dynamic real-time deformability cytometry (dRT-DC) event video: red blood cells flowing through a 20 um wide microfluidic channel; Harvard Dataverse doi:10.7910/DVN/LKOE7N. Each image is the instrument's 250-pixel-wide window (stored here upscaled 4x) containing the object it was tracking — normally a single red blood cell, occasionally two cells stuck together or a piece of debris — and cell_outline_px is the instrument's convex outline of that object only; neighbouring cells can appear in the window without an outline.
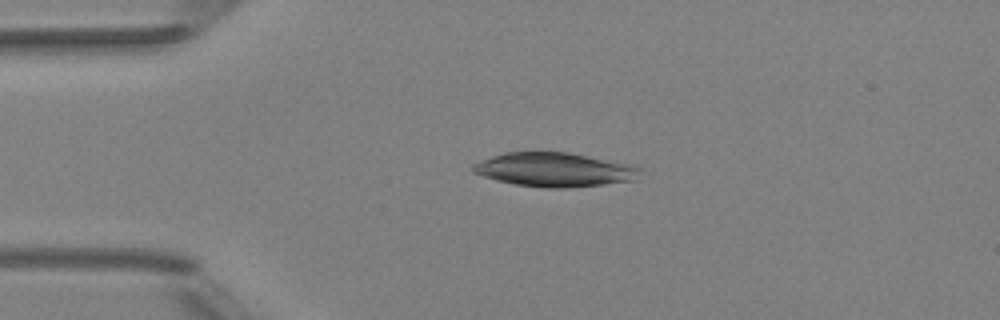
{"species": "Egyptian fruit bat (a non-hibernating species)", "species_latin": "Rousettus aegyptiacus", "temperature_condition": "room temperature", "stored_images_in_passage": 4, "camera_frame_rate_fps": 3000, "um_per_image_px": 0.085, "animal": {"sex": "female"}, "frame": {"image": 1, "passage_image": 3, "time_ms": 2.667, "image_size_px": [1000, 320], "cell_outline_px": [[640, 180], [568, 188], [544, 188], [516, 184], [496, 180], [472, 172], [472, 164], [492, 156], [504, 152], [568, 152], [632, 164], [640, 168]], "centroid_in_image_um": [47.17, 14.43], "position_along_channel_um": 37.8, "area_um2": 33.35}}